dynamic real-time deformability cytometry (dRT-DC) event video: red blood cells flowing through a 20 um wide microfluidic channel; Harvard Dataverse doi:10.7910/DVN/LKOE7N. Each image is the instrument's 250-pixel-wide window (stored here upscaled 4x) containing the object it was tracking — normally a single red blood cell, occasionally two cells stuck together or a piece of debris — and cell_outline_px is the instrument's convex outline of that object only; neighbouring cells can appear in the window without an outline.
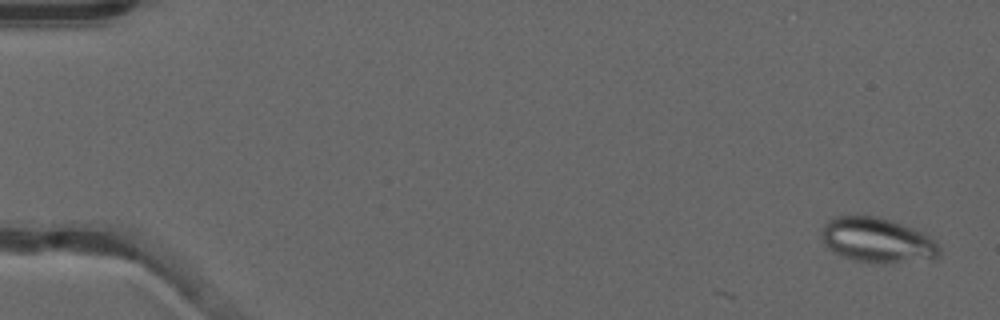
{"species": "common noctule bat (a hibernating species)", "species_latin": "Nyctalus noctula", "temperature_condition": "warm", "stored_images_in_passage": 2, "camera_frame_rate_fps": 3000, "um_per_image_px": 0.085, "animal": {"sex": "male", "forearm_length_mm": 52.5}, "frame": {"image": 1, "passage_image": 2, "time_ms": 0.333, "image_size_px": [1000, 320], "cell_outline_px": [[940, 256], [936, 260], [884, 264], [856, 260], [844, 256], [828, 248], [824, 244], [820, 236], [820, 228], [828, 220], [836, 216], [876, 216], [892, 220], [912, 228], [936, 240], [940, 248]], "centroid_in_image_um": [74.6, 20.43], "position_along_channel_um": 10.4, "area_um2": 31.27}}